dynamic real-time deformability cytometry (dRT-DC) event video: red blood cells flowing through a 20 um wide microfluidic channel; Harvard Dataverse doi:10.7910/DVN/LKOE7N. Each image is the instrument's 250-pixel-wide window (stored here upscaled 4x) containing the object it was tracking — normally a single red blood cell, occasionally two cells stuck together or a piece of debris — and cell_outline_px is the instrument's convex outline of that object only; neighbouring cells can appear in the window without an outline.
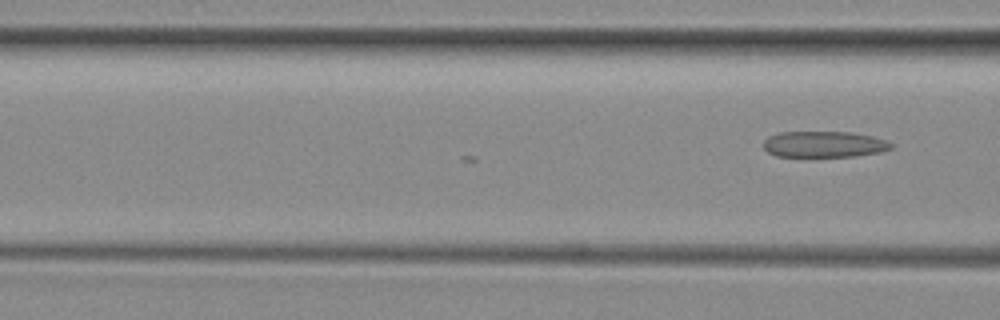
{"species": "common noctule bat (a hibernating species)", "species_latin": "Nyctalus noctula", "temperature_condition": "room temperature", "stored_images_in_passage": 4, "camera_frame_rate_fps": 3000, "um_per_image_px": 0.085, "animal": {"sex": "female", "body_mass_g": 29.2, "forearm_length_mm": 56.3}, "frame": {"image": 1, "passage_image": 4, "time_ms": 1.0, "image_size_px": [1000, 320], "cell_outline_px": [[892, 148], [880, 152], [852, 156], [776, 156], [768, 152], [764, 148], [764, 140], [768, 136], [780, 132], [848, 132], [872, 136], [888, 140], [892, 144]], "centroid_in_image_um": [70.04, 12.26], "position_along_channel_um": 96.6, "area_um2": 19.31}}